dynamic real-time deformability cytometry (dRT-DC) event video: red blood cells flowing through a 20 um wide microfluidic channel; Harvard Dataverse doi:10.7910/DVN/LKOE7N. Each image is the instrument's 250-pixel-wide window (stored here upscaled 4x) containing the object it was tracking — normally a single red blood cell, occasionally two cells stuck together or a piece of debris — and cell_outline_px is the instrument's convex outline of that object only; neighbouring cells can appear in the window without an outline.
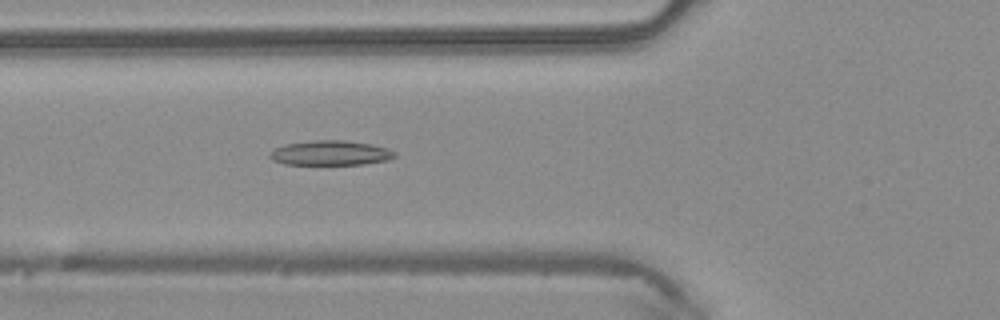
{"species": "common noctule bat (a hibernating species)", "species_latin": "Nyctalus noctula", "temperature_condition": "warm", "stored_images_in_passage": 49, "camera_frame_rate_fps": 3000, "um_per_image_px": 0.085, "animal": {"sex": "male", "body_mass_g": 20.4}, "frame": {"image": 1, "passage_image": 18, "time_ms": 5.667, "image_size_px": [1000, 320], "cell_outline_px": [[396, 156], [388, 160], [364, 164], [284, 164], [272, 160], [268, 156], [276, 148], [284, 144], [312, 140], [344, 140], [368, 144], [388, 148], [396, 152]], "centroid_in_image_um": [28.09, 13.0], "position_along_channel_um": 97.7, "area_um2": 17.92}}
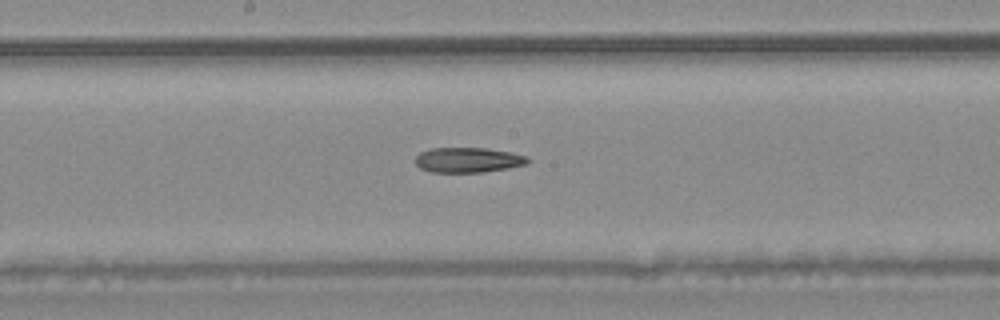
{"frame": {"image": 2, "passage_image": 26, "time_ms": 8.333, "image_size_px": [1000, 320], "cell_outline_px": [[532, 160], [528, 164], [508, 168], [484, 172], [432, 172], [420, 168], [416, 164], [416, 156], [420, 152], [432, 148], [484, 148], [512, 152], [528, 156]], "centroid_in_image_um": [39.84, 13.6], "position_along_channel_um": 208.4, "area_um2": 16.53}}
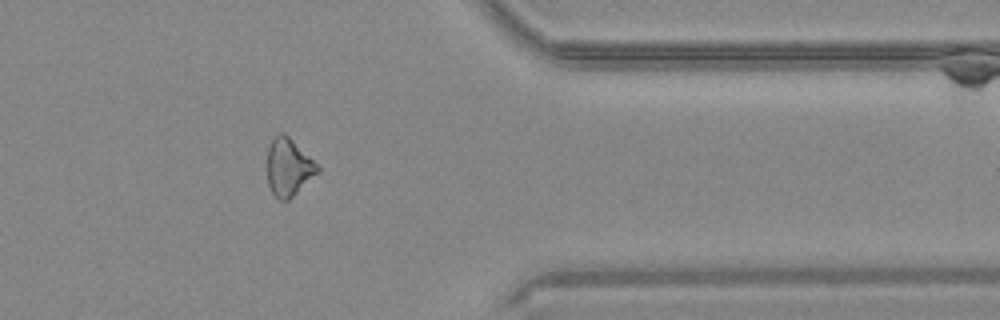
{"frame": {"image": 3, "passage_image": 40, "time_ms": 13.0, "image_size_px": [1000, 320], "cell_outline_px": [[320, 172], [288, 200], [280, 200], [272, 192], [268, 184], [268, 148], [272, 140], [280, 132], [284, 132], [320, 168]], "centroid_in_image_um": [24.53, 14.23], "position_along_channel_um": 386.9, "area_um2": 16.47}}